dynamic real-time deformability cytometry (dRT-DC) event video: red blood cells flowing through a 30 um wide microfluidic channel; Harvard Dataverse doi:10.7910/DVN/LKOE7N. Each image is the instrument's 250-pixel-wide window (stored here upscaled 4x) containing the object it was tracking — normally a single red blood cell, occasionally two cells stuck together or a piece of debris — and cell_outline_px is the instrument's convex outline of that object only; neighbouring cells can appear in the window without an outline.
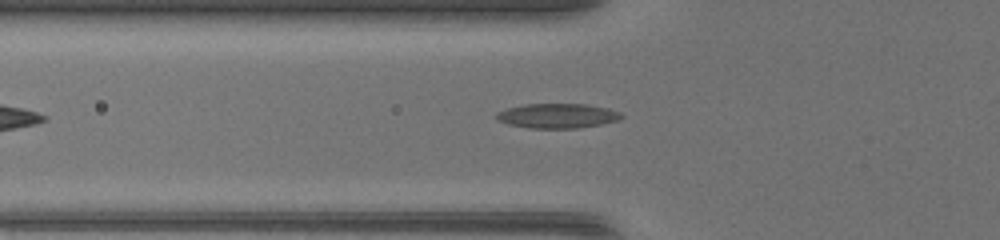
{"species": "common noctule bat (a hibernating species)", "species_latin": "Nyctalus noctula", "temperature_condition": "warm", "stored_images_in_passage": 36, "camera_frame_rate_fps": 3000, "um_per_image_px": 0.085, "animal": {"sex": "female", "body_mass_g": 17.0, "forearm_length_mm": 48.0}, "frame": {"image": 1, "passage_image": 7, "time_ms": 2.0, "image_size_px": [1000, 240], "cell_outline_px": [[624, 116], [616, 120], [600, 124], [576, 128], [532, 128], [508, 124], [500, 120], [496, 116], [496, 112], [508, 108], [528, 104], [584, 104], [608, 108], [620, 112]], "centroid_in_image_um": [47.39, 9.84], "position_along_channel_um": 78.4, "area_um2": 17.63}}
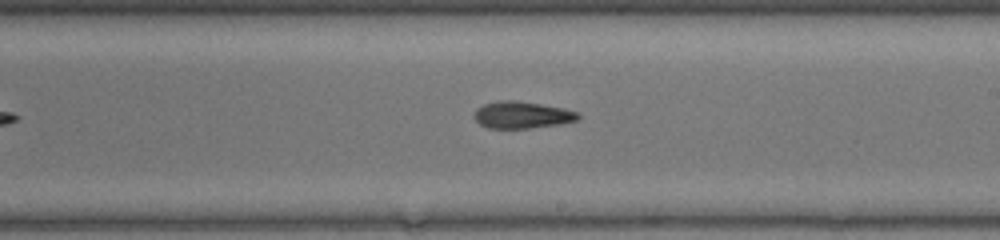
{"frame": {"image": 2, "passage_image": 18, "time_ms": 5.667, "image_size_px": [1000, 240], "cell_outline_px": [[580, 116], [576, 120], [556, 124], [528, 128], [488, 128], [480, 124], [476, 120], [476, 108], [484, 104], [500, 100], [512, 100], [540, 104], [560, 108], [576, 112]], "centroid_in_image_um": [44.32, 9.76], "position_along_channel_um": 244.7, "area_um2": 15.78}}
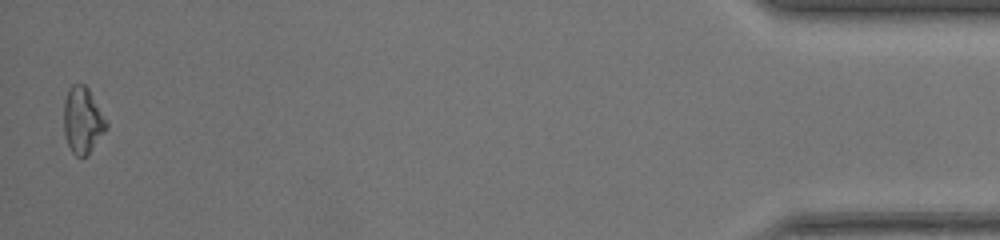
{"frame": {"image": 3, "passage_image": 36, "time_ms": 11.667, "image_size_px": [1000, 240], "cell_outline_px": [[108, 128], [88, 156], [76, 156], [72, 152], [68, 144], [64, 132], [64, 104], [68, 88], [72, 84], [84, 84], [88, 88], [108, 124]], "centroid_in_image_um": [7.03, 10.24], "position_along_channel_um": 428.2, "area_um2": 16.42}}